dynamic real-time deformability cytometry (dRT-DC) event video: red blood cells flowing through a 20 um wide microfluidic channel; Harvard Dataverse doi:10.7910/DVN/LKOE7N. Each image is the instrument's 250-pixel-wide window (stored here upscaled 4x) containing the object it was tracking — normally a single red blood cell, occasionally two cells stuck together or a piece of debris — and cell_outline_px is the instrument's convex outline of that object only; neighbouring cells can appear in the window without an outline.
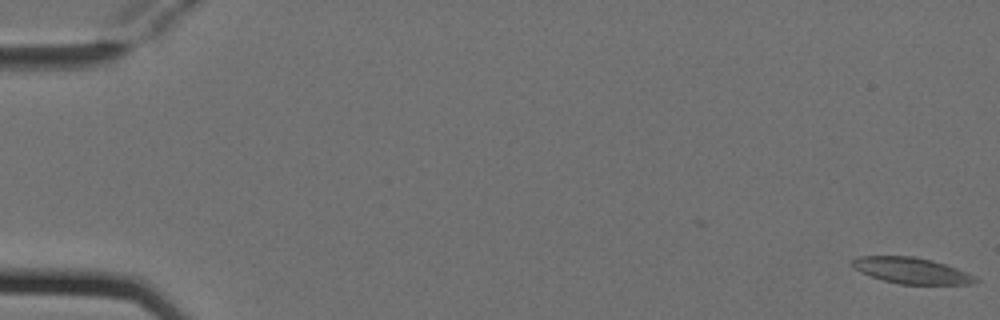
{"species": "Egyptian fruit bat (a non-hibernating species)", "species_latin": "Rousettus aegyptiacus", "temperature_condition": "cold", "stored_images_in_passage": 8, "camera_frame_rate_fps": 3000, "um_per_image_px": 0.085, "animal": {"sex": "female"}, "frame": {"image": 1, "passage_image": 1, "time_ms": 0.0, "image_size_px": [1000, 320], "cell_outline_px": [[980, 280], [976, 284], [900, 284], [884, 280], [860, 272], [852, 268], [852, 260], [856, 256], [912, 256], [932, 260], [968, 272], [976, 276]], "centroid_in_image_um": [77.5, 23.0], "position_along_channel_um": 7.5, "area_um2": 18.79}}
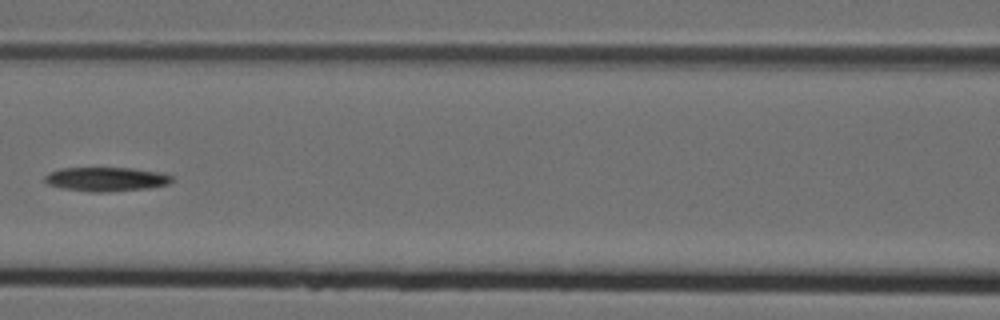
{"frame": {"image": 2, "passage_image": 7, "time_ms": 2.0, "image_size_px": [1000, 320], "cell_outline_px": [[172, 180], [168, 184], [148, 188], [104, 192], [92, 192], [60, 188], [48, 184], [44, 180], [44, 176], [48, 172], [60, 168], [132, 168], [164, 172], [172, 176]], "centroid_in_image_um": [9.01, 15.22], "position_along_channel_um": 157.6, "area_um2": 17.98}}
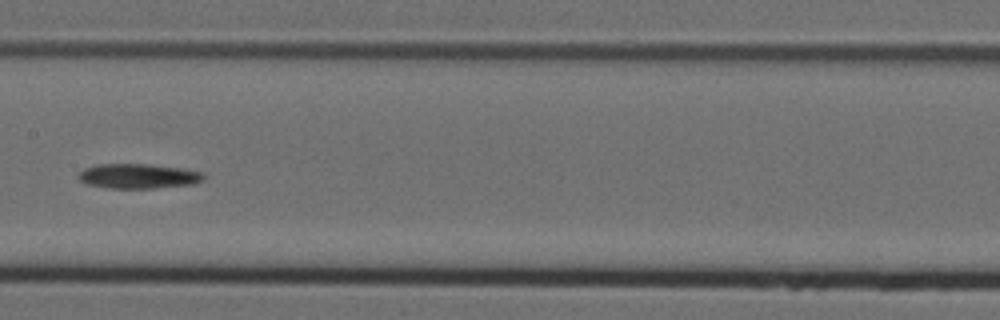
{"frame": {"image": 3, "passage_image": 8, "time_ms": 2.333, "image_size_px": [1000, 320], "cell_outline_px": [[204, 180], [192, 184], [156, 188], [108, 188], [88, 184], [80, 180], [76, 176], [84, 168], [96, 164], [148, 164], [184, 168], [204, 172]], "centroid_in_image_um": [11.77, 14.96], "position_along_channel_um": 195.6, "area_um2": 18.21}}